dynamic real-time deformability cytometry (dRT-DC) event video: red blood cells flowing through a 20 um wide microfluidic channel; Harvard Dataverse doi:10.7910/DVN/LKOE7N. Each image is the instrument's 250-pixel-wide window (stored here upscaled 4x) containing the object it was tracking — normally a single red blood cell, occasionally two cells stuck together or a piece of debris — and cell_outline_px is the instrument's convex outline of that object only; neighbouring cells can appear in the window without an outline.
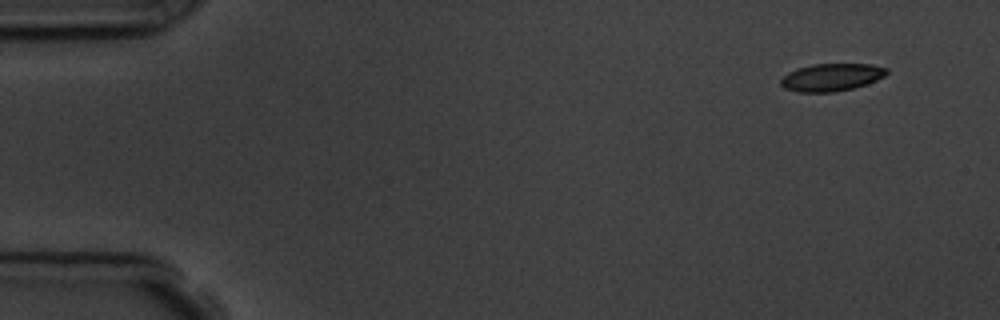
{"species": "common noctule bat (a hibernating species)", "species_latin": "Nyctalus noctula", "temperature_condition": "room temperature", "stored_images_in_passage": 4, "camera_frame_rate_fps": 3000, "um_per_image_px": 0.085, "animal": {"sex": "male", "body_mass_g": 19.5, "forearm_length_mm": 54.6}, "frame": {"image": 1, "passage_image": 1, "time_ms": 0.0, "image_size_px": [1000, 320], "cell_outline_px": [[888, 72], [884, 76], [868, 84], [852, 88], [832, 92], [800, 92], [784, 88], [780, 84], [780, 80], [788, 72], [796, 68], [812, 64], [872, 64], [888, 68]], "centroid_in_image_um": [70.68, 6.56], "position_along_channel_um": 14.3, "area_um2": 17.05}}